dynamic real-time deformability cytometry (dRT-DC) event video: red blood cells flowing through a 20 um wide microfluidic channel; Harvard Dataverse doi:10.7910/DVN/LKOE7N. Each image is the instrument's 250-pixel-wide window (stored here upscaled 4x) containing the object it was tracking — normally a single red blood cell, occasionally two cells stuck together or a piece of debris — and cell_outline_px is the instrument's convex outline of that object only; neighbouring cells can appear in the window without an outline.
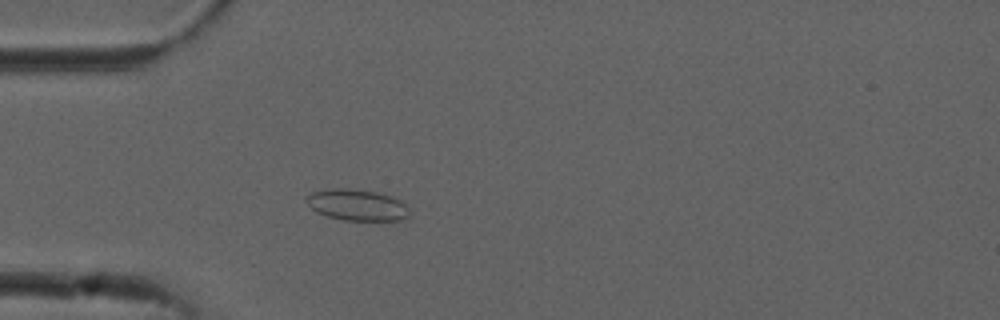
{"species": "common noctule bat (a hibernating species)", "species_latin": "Nyctalus noctula", "temperature_condition": "cold", "stored_images_in_passage": 5, "camera_frame_rate_fps": 3000, "um_per_image_px": 0.085, "animal": {"sex": "male", "forearm_length_mm": 52.5}, "frame": {"image": 1, "passage_image": 5, "time_ms": 1.333, "image_size_px": [1000, 320], "cell_outline_px": [[408, 220], [344, 220], [328, 216], [316, 212], [304, 200], [304, 196], [312, 192], [332, 188], [348, 188], [376, 192], [392, 196], [400, 200], [408, 208]], "centroid_in_image_um": [30.33, 17.42], "position_along_channel_um": 54.7, "area_um2": 18.84}}